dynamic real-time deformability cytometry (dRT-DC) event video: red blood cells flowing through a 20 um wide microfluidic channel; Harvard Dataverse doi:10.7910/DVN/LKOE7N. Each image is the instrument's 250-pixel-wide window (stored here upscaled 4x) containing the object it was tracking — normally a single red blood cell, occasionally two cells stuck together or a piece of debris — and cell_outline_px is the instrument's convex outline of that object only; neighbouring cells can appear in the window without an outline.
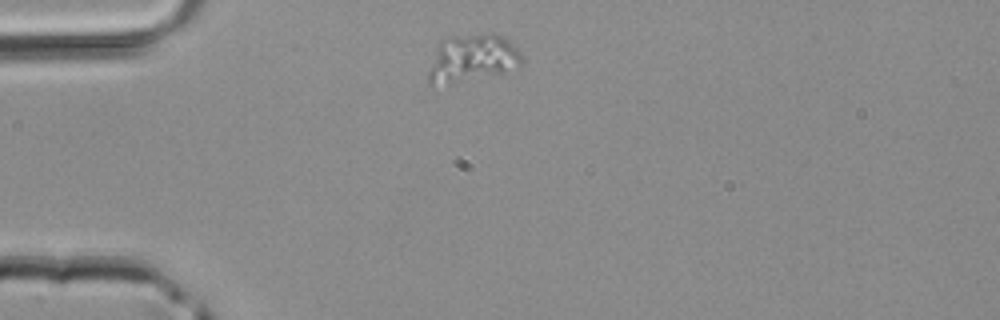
{"species": "common noctule bat (a hibernating species)", "species_latin": "Nyctalus noctula", "temperature_condition": "room temperature", "stored_images_in_passage": 2, "camera_frame_rate_fps": 3000, "um_per_image_px": 0.085, "animal": {"sex": "male", "body_mass_g": 20.4}, "frame": {"image": 1, "passage_image": 1, "time_ms": 0.0, "image_size_px": [1000, 320], "cell_outline_px": [[524, 60], [520, 64], [504, 72], [432, 88], [428, 84], [428, 72], [436, 48], [440, 40], [452, 36], [484, 32], [496, 32], [504, 36], [524, 56]], "centroid_in_image_um": [40.11, 4.94], "position_along_channel_um": 44.9, "area_um2": 26.47}}
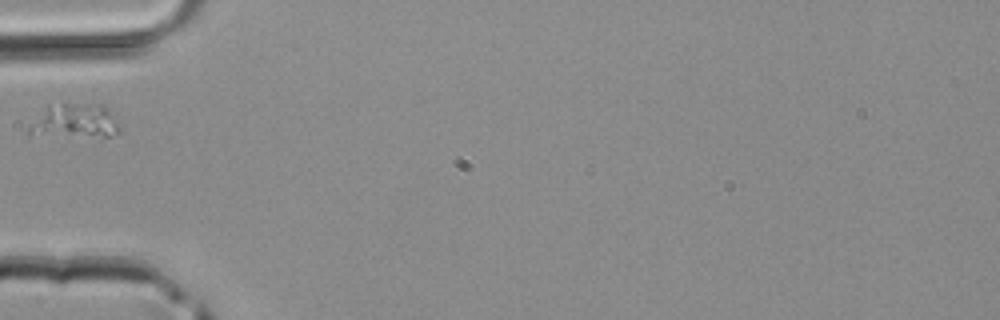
{"frame": {"image": 2, "passage_image": 2, "time_ms": 0.333, "image_size_px": [1000, 320], "cell_outline_px": [[120, 132], [112, 136], [28, 140], [28, 128], [48, 104], [96, 104], [104, 108], [120, 128]], "centroid_in_image_um": [6.17, 10.41], "position_along_channel_um": 78.8, "area_um2": 18.9}}